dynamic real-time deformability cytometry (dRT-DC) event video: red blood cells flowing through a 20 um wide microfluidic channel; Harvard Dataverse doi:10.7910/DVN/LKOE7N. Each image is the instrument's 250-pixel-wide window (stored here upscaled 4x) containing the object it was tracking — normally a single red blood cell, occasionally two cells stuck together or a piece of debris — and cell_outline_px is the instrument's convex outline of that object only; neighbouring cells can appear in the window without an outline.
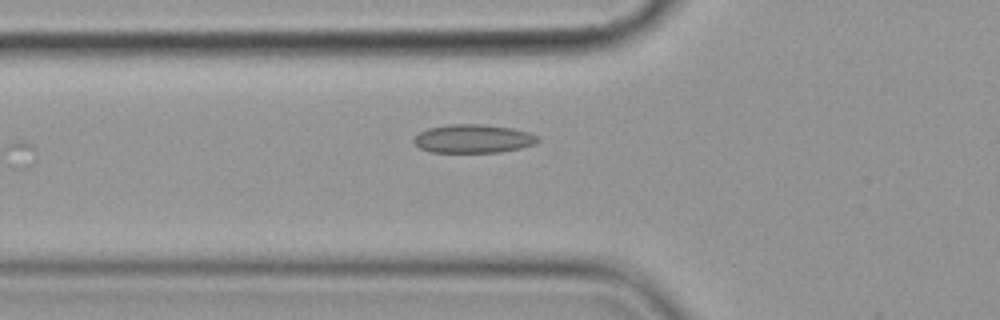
{"species": "common noctule bat (a hibernating species)", "species_latin": "Nyctalus noctula", "temperature_condition": "cold", "stored_images_in_passage": 2, "camera_frame_rate_fps": 3000, "um_per_image_px": 0.085, "animal": {"sex": "female", "body_mass_g": 19.9}, "frame": {"image": 1, "passage_image": 2, "time_ms": 2.0, "image_size_px": [1000, 320], "cell_outline_px": [[540, 140], [536, 144], [520, 148], [500, 152], [432, 152], [420, 148], [412, 140], [420, 132], [428, 128], [448, 124], [484, 124], [512, 128], [528, 132], [536, 136]], "centroid_in_image_um": [40.23, 11.78], "position_along_channel_um": 85.6, "area_um2": 20.58}}